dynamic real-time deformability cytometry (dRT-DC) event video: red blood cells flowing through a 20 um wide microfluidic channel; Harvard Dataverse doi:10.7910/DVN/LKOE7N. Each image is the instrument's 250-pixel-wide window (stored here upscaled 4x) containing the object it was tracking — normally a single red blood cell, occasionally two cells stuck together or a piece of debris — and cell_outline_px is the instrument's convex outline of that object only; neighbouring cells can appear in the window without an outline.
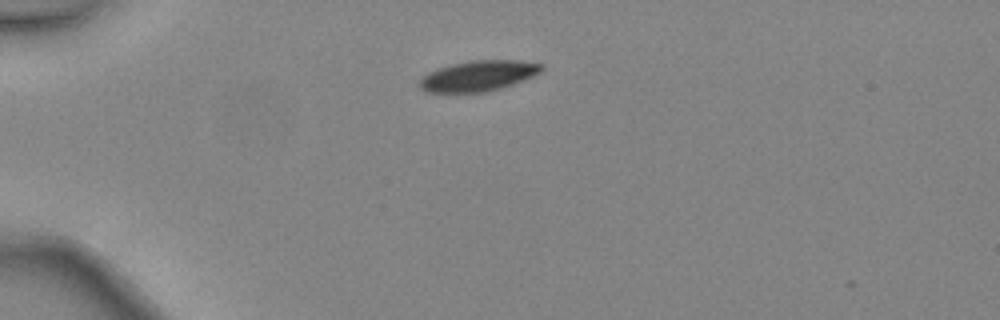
{"species": "common noctule bat (a hibernating species)", "species_latin": "Nyctalus noctula", "temperature_condition": "warm", "stored_images_in_passage": 36, "camera_frame_rate_fps": 3000, "um_per_image_px": 0.085, "animal": {"sex": "female", "body_mass_g": 24.6, "forearm_length_mm": 56.2}, "frame": {"image": 1, "passage_image": 2, "time_ms": 0.333, "image_size_px": [1000, 320], "cell_outline_px": [[544, 68], [540, 72], [532, 76], [512, 84], [488, 92], [428, 92], [420, 88], [416, 84], [428, 72], [452, 64], [472, 60], [520, 60], [544, 64]], "centroid_in_image_um": [40.66, 6.44], "position_along_channel_um": 44.3, "area_um2": 21.62}}
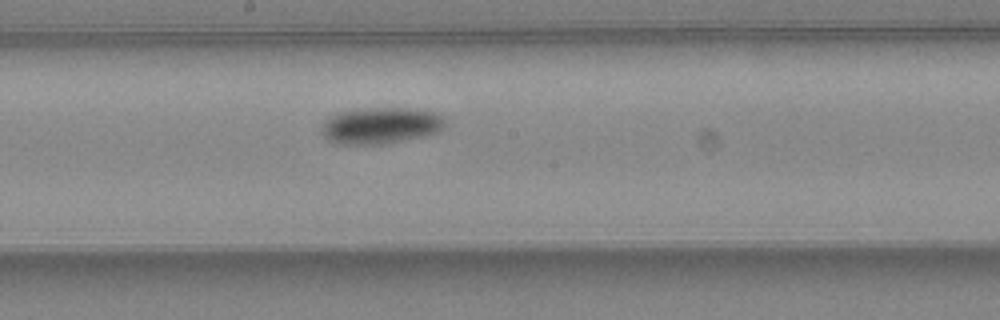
{"frame": {"image": 2, "passage_image": 16, "time_ms": 5.0, "image_size_px": [1000, 320], "cell_outline_px": [[444, 128], [440, 132], [424, 136], [388, 144], [340, 144], [328, 140], [320, 132], [320, 128], [332, 116], [340, 112], [364, 108], [412, 108], [432, 112], [440, 116], [444, 120]], "centroid_in_image_um": [32.37, 10.69], "position_along_channel_um": 215.8, "area_um2": 26.18}}
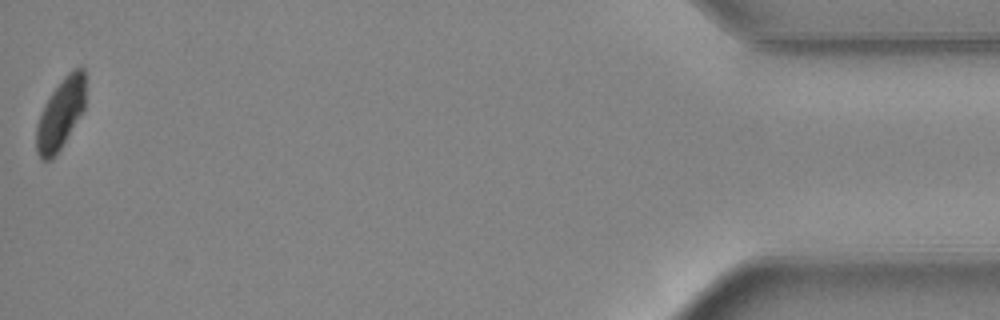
{"frame": {"image": 3, "passage_image": 36, "time_ms": 11.667, "image_size_px": [1000, 320], "cell_outline_px": [[84, 112], [56, 156], [52, 160], [40, 160], [36, 152], [36, 124], [44, 104], [52, 92], [64, 76], [68, 72], [76, 68], [84, 68]], "centroid_in_image_um": [5.13, 9.74], "position_along_channel_um": 430.1, "area_um2": 20.4}, "authors_computed_cell_mechanics": {"area_um2": 23.8425, "velocity_mm_per_s": 4.4717, "shape_relaxation_time_tau1_ms": 2.641, "shape_relaxation_time_tau2_ms": null, "deformation_change_tau1": 0.0866, "deformation_change_tau2": null}}